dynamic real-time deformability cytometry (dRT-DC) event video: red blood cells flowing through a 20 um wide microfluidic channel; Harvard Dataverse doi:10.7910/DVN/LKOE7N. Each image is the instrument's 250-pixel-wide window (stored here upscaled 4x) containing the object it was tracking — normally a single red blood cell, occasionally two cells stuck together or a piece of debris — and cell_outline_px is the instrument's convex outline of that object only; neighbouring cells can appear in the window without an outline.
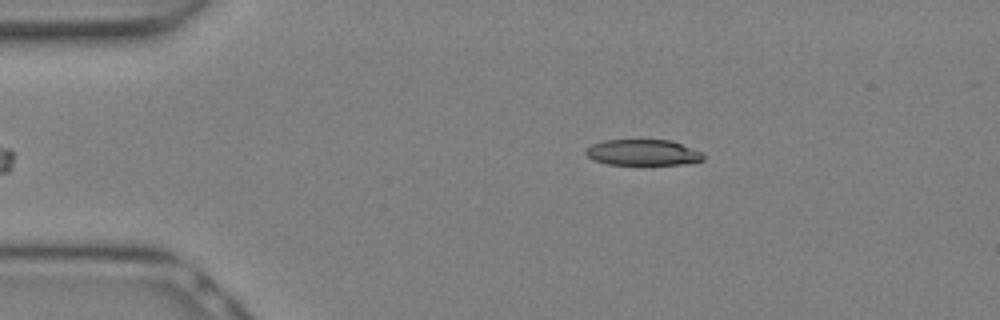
{"species": "Egyptian fruit bat (a non-hibernating species)", "species_latin": "Rousettus aegyptiacus", "temperature_condition": "warm", "stored_images_in_passage": 6, "camera_frame_rate_fps": 3000, "um_per_image_px": 0.085, "animal": {"sex": "female"}, "frame": {"image": 1, "passage_image": 1, "time_ms": 0.0, "image_size_px": [1000, 320], "cell_outline_px": [[704, 160], [684, 164], [608, 164], [592, 160], [584, 152], [592, 144], [604, 140], [672, 140], [700, 152], [704, 156]], "centroid_in_image_um": [54.62, 12.96], "position_along_channel_um": 30.4, "area_um2": 17.57}}
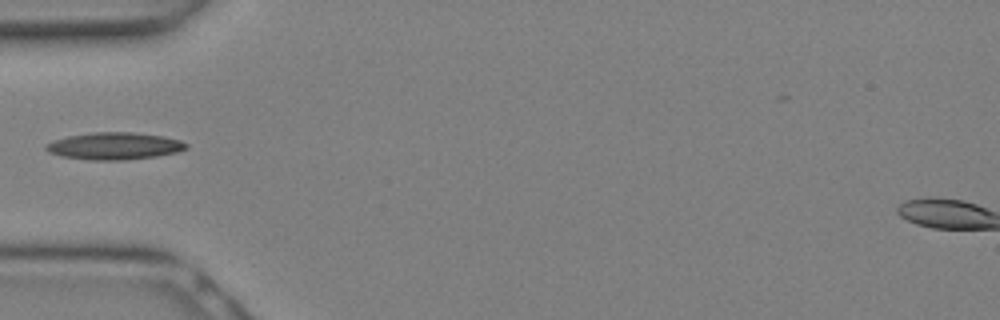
{"frame": {"image": 2, "passage_image": 5, "time_ms": 1.333, "image_size_px": [1000, 320], "cell_outline_px": [[188, 148], [176, 152], [156, 156], [124, 160], [92, 160], [64, 156], [48, 152], [44, 148], [44, 144], [68, 136], [92, 132], [136, 132], [164, 136], [180, 140], [188, 144]], "centroid_in_image_um": [9.74, 12.4], "position_along_channel_um": 75.3, "area_um2": 22.14}}